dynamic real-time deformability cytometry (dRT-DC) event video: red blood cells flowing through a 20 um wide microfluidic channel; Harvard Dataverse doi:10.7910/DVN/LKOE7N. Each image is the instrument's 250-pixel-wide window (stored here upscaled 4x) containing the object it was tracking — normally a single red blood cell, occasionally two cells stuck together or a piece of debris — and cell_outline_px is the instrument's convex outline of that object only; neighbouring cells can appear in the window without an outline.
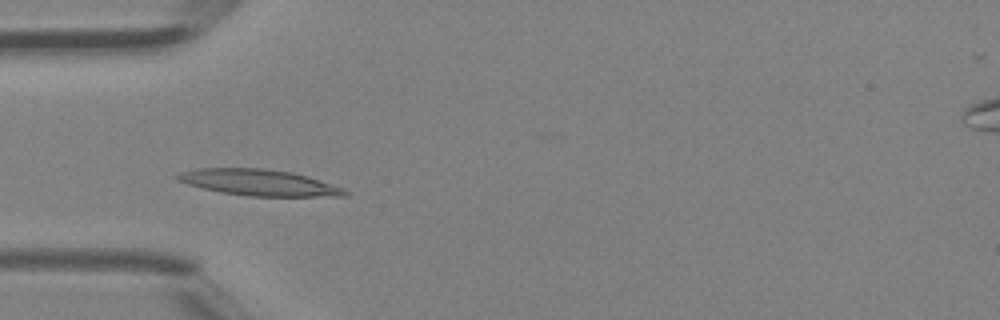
{"species": "Egyptian fruit bat (a non-hibernating species)", "species_latin": "Rousettus aegyptiacus", "temperature_condition": "room temperature", "stored_images_in_passage": 5, "camera_frame_rate_fps": 3000, "um_per_image_px": 0.085, "animal": {"sex": "female"}, "frame": {"image": 1, "passage_image": 4, "time_ms": 1.0, "image_size_px": [1000, 320], "cell_outline_px": [[352, 192], [348, 196], [248, 196], [220, 192], [188, 184], [176, 180], [172, 176], [180, 172], [196, 168], [260, 168], [292, 172], [308, 176], [344, 188]], "centroid_in_image_um": [22.02, 15.51], "position_along_channel_um": 63.0, "area_um2": 25.72}}
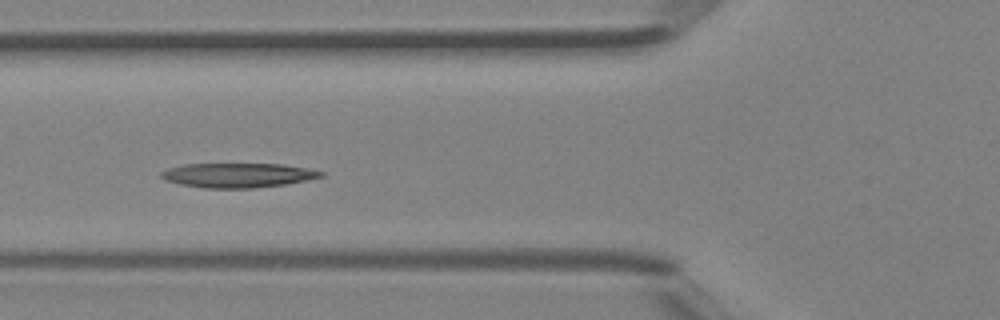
{"frame": {"image": 2, "passage_image": 5, "time_ms": 1.333, "image_size_px": [1000, 320], "cell_outline_px": [[324, 176], [284, 184], [252, 188], [204, 188], [180, 184], [164, 180], [160, 176], [160, 172], [168, 168], [184, 164], [284, 164], [308, 168], [324, 172]], "centroid_in_image_um": [20.18, 14.89], "position_along_channel_um": 105.6, "area_um2": 22.72}}